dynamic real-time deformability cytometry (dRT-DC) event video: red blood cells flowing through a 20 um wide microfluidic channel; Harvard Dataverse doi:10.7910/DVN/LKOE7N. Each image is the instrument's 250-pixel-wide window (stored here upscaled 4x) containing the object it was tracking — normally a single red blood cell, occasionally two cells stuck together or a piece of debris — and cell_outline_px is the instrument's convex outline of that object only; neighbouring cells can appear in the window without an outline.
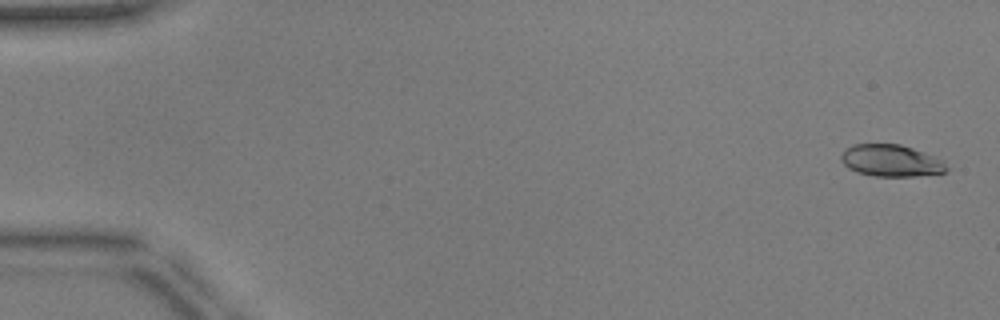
{"species": "common noctule bat (a hibernating species)", "species_latin": "Nyctalus noctula", "temperature_condition": "warm", "stored_images_in_passage": 52, "camera_frame_rate_fps": 3000, "um_per_image_px": 0.085, "animal": {"sex": "male", "body_mass_g": 17.9, "forearm_length_mm": 54.2}, "frame": {"image": 1, "passage_image": 2, "time_ms": 0.333, "image_size_px": [1000, 320], "cell_outline_px": [[948, 168], [944, 172], [916, 176], [876, 176], [856, 172], [848, 168], [840, 160], [840, 156], [852, 144], [900, 144], [924, 152], [944, 160]], "centroid_in_image_um": [75.74, 13.65], "position_along_channel_um": 9.3, "area_um2": 19.54}}
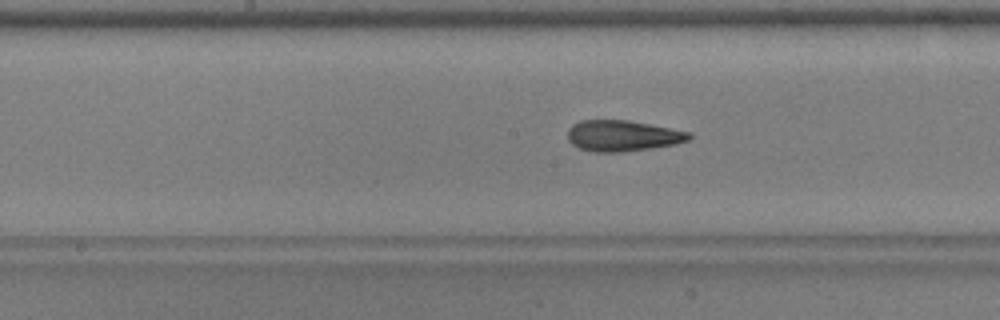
{"frame": {"image": 2, "passage_image": 27, "time_ms": 8.667, "image_size_px": [1000, 320], "cell_outline_px": [[692, 136], [688, 140], [676, 144], [620, 152], [596, 152], [580, 148], [572, 144], [568, 140], [568, 128], [572, 124], [580, 120], [628, 120], [688, 132]], "centroid_in_image_um": [52.87, 11.53], "position_along_channel_um": 195.3, "area_um2": 21.62}}
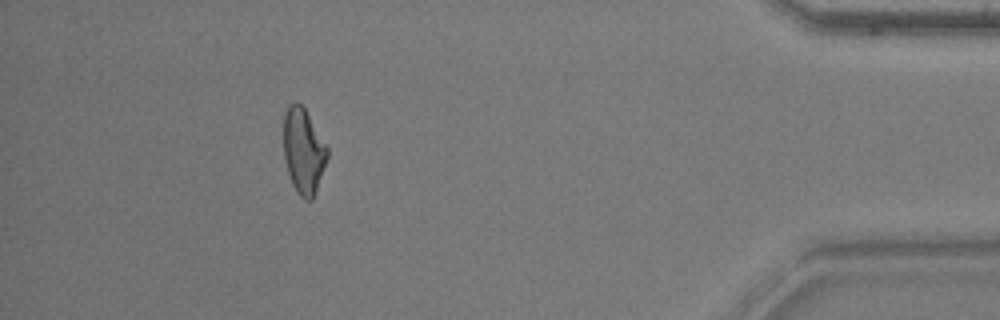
{"frame": {"image": 3, "passage_image": 47, "time_ms": 15.333, "image_size_px": [1000, 320], "cell_outline_px": [[328, 156], [312, 200], [304, 200], [296, 192], [292, 184], [288, 172], [284, 156], [284, 112], [288, 104], [296, 100], [304, 108], [328, 148]], "centroid_in_image_um": [25.77, 12.82], "position_along_channel_um": 409.4, "area_um2": 21.56}, "authors_computed_cell_mechanics": {"area_um2": 21.5594, "velocity_mm_per_s": 3.9649, "shape_relaxation_time_tau1_ms": null, "shape_relaxation_time_tau2_ms": 2.6532, "deformation_change_tau1": null, "deformation_change_tau2": 0.1179}}